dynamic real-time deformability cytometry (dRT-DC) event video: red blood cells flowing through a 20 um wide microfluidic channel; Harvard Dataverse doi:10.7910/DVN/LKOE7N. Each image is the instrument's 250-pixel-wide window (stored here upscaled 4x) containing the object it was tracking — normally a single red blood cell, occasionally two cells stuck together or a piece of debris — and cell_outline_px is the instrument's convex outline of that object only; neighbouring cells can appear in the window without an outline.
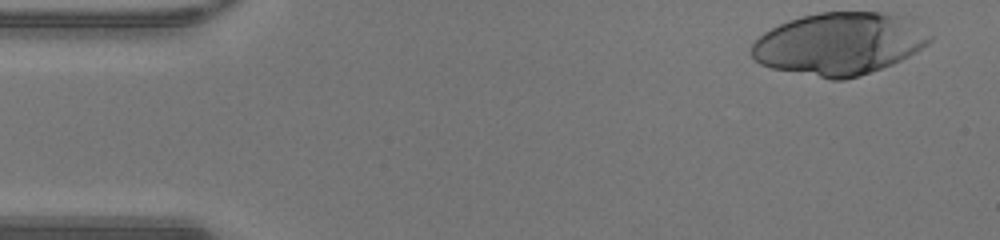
{"species": "human", "species_latin": "Homo sapiens", "temperature_condition": "warm", "stored_images_in_passage": 15, "camera_frame_rate_fps": 3000, "um_per_image_px": 0.085, "donor": {"sex": "male"}, "frame": {"image": 1, "passage_image": 1, "time_ms": 0.0, "image_size_px": [1000, 240], "cell_outline_px": [[932, 40], [928, 44], [908, 56], [892, 64], [860, 76], [844, 80], [832, 80], [772, 68], [760, 64], [752, 56], [752, 44], [764, 32], [788, 20], [800, 16], [820, 12], [884, 12], [900, 16], [932, 36]], "centroid_in_image_um": [71.3, 3.73], "position_along_channel_um": 13.7, "area_um2": 64.22}}